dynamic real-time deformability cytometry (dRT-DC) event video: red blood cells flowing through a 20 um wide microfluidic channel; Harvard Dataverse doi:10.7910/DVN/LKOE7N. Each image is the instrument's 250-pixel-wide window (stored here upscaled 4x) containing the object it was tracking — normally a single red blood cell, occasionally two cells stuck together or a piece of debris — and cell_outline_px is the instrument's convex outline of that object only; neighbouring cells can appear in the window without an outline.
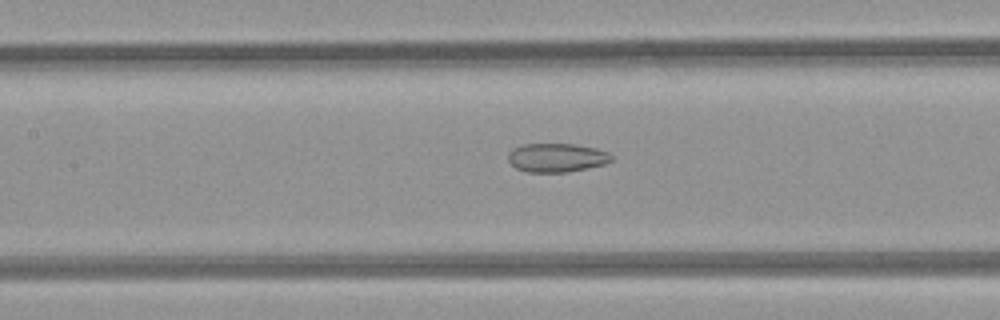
{"species": "common noctule bat (a hibernating species)", "species_latin": "Nyctalus noctula", "temperature_condition": "room temperature", "stored_images_in_passage": 26, "camera_frame_rate_fps": 3000, "um_per_image_px": 0.085, "animal": {"sex": "female", "body_mass_g": 21.9}, "frame": {"image": 1, "passage_image": 9, "time_ms": 2.667, "image_size_px": [1000, 320], "cell_outline_px": [[612, 160], [604, 164], [568, 172], [528, 172], [516, 168], [508, 160], [508, 152], [512, 148], [524, 144], [572, 144], [596, 148], [608, 152], [612, 156]], "centroid_in_image_um": [47.3, 13.4], "position_along_channel_um": 160.1, "area_um2": 17.28}}
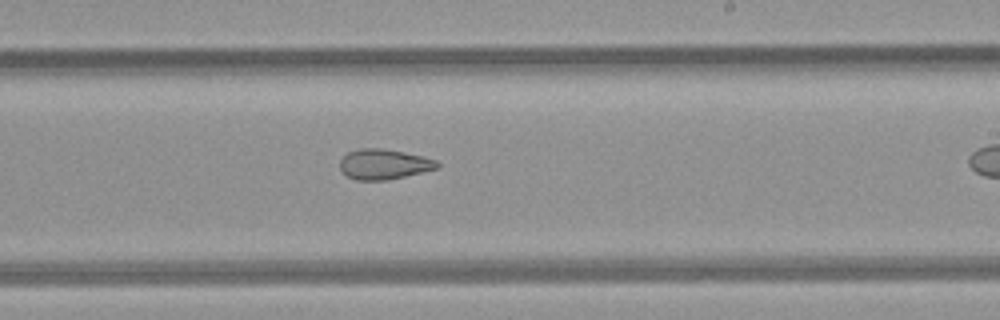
{"frame": {"image": 2, "passage_image": 16, "time_ms": 5.0, "image_size_px": [1000, 320], "cell_outline_px": [[440, 164], [436, 168], [388, 180], [356, 180], [348, 176], [340, 168], [340, 160], [348, 152], [360, 148], [380, 148], [404, 152], [436, 160]], "centroid_in_image_um": [32.6, 13.95], "position_along_channel_um": 256.4, "area_um2": 16.82}}
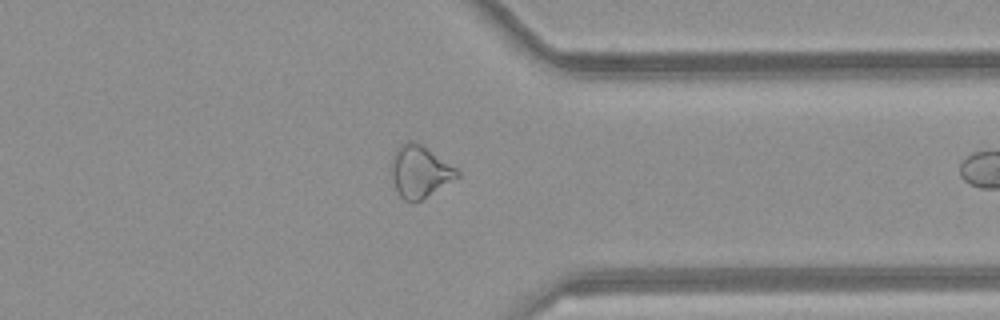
{"frame": {"image": 3, "passage_image": 25, "time_ms": 8.0, "image_size_px": [1000, 320], "cell_outline_px": [[460, 176], [420, 200], [404, 200], [400, 196], [396, 188], [392, 176], [392, 156], [396, 148], [400, 144], [408, 140], [412, 140], [420, 144], [456, 168], [460, 172]], "centroid_in_image_um": [35.67, 14.55], "position_along_channel_um": 375.7, "area_um2": 19.42}}